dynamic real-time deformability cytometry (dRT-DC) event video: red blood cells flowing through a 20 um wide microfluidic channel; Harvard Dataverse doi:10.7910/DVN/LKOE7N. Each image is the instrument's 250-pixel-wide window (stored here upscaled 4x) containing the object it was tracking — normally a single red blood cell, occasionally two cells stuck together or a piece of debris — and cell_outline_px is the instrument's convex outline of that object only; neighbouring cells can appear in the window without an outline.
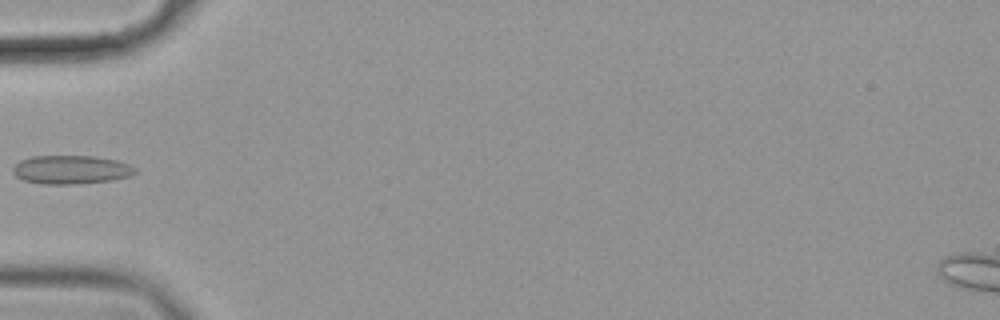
{"species": "common noctule bat (a hibernating species)", "species_latin": "Nyctalus noctula", "temperature_condition": "cold", "stored_images_in_passage": 6, "camera_frame_rate_fps": 3000, "um_per_image_px": 0.085, "animal": {"sex": "female", "body_mass_g": 19.9}, "frame": {"image": 1, "passage_image": 5, "time_ms": 1.333, "image_size_px": [1000, 320], "cell_outline_px": [[136, 172], [128, 176], [112, 180], [80, 184], [44, 184], [24, 180], [16, 176], [12, 172], [12, 168], [20, 160], [32, 156], [92, 156], [116, 160], [128, 164], [136, 168]], "centroid_in_image_um": [6.02, 14.42], "position_along_channel_um": 79.0, "area_um2": 20.35}}
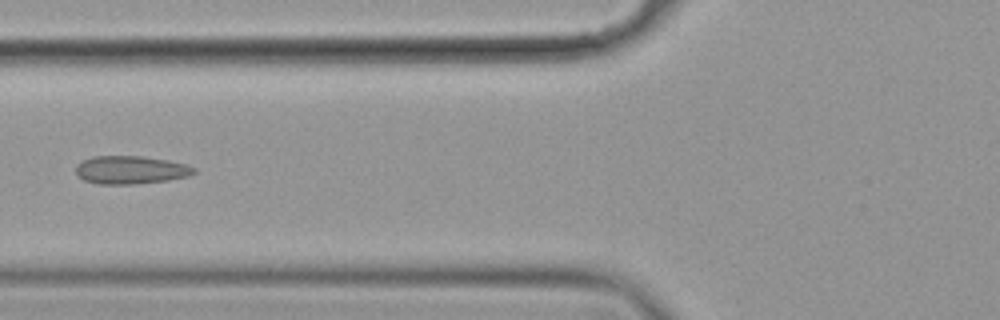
{"frame": {"image": 2, "passage_image": 6, "time_ms": 1.667, "image_size_px": [1000, 320], "cell_outline_px": [[196, 172], [188, 176], [168, 180], [132, 184], [96, 184], [84, 180], [76, 172], [76, 164], [92, 156], [140, 156], [168, 160], [184, 164], [196, 168]], "centroid_in_image_um": [11.1, 14.44], "position_along_channel_um": 114.7, "area_um2": 19.25}}